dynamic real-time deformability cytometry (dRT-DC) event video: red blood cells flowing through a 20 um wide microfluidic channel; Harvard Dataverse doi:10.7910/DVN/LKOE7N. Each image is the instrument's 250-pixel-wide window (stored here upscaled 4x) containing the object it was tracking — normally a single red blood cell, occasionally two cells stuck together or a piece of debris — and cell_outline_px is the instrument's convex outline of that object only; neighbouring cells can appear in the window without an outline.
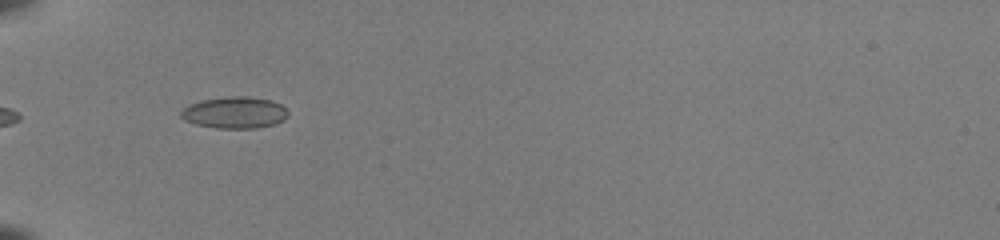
{"species": "common noctule bat (a hibernating species)", "species_latin": "Nyctalus noctula", "temperature_condition": "room temperature", "stored_images_in_passage": 8, "camera_frame_rate_fps": 3000, "um_per_image_px": 0.085, "animal": {"sex": "female", "body_mass_g": 22.0, "forearm_length_mm": 56.7}, "frame": {"image": 1, "passage_image": 1, "time_ms": 0.0, "image_size_px": [1000, 240], "cell_outline_px": [[288, 116], [284, 120], [272, 124], [256, 128], [216, 128], [196, 124], [184, 120], [180, 116], [180, 112], [184, 108], [200, 100], [228, 96], [244, 96], [272, 100], [280, 104], [288, 112]], "centroid_in_image_um": [19.94, 9.56], "position_along_channel_um": 65.1, "area_um2": 19.65}}